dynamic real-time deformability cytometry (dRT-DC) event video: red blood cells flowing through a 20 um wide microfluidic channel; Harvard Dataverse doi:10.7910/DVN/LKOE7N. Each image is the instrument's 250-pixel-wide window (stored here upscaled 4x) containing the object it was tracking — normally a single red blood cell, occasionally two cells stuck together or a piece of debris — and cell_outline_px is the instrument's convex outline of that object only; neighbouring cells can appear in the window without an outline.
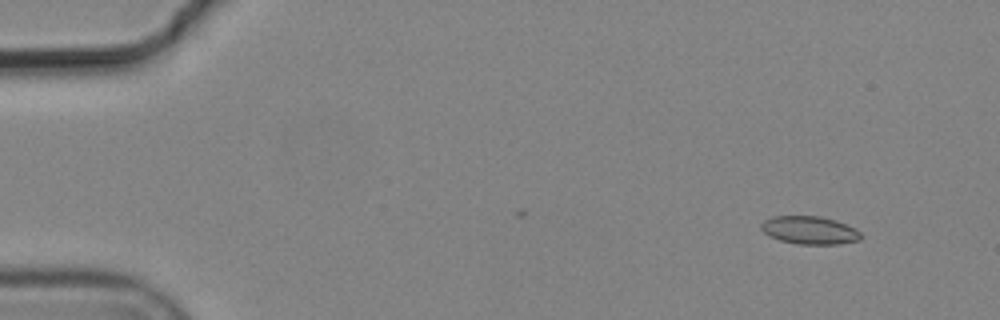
{"species": "common noctule bat (a hibernating species)", "species_latin": "Nyctalus noctula", "temperature_condition": "cold", "stored_images_in_passage": 4, "camera_frame_rate_fps": 3000, "um_per_image_px": 0.085, "animal": {"sex": "male", "body_mass_g": 19.2, "forearm_length_mm": 51.8}, "frame": {"image": 1, "passage_image": 1, "time_ms": 0.0, "image_size_px": [1000, 320], "cell_outline_px": [[864, 236], [860, 240], [840, 244], [796, 244], [780, 240], [768, 236], [760, 228], [760, 224], [764, 220], [772, 216], [820, 216], [836, 220], [856, 228]], "centroid_in_image_um": [68.83, 19.57], "position_along_channel_um": 16.2, "area_um2": 16.53}}